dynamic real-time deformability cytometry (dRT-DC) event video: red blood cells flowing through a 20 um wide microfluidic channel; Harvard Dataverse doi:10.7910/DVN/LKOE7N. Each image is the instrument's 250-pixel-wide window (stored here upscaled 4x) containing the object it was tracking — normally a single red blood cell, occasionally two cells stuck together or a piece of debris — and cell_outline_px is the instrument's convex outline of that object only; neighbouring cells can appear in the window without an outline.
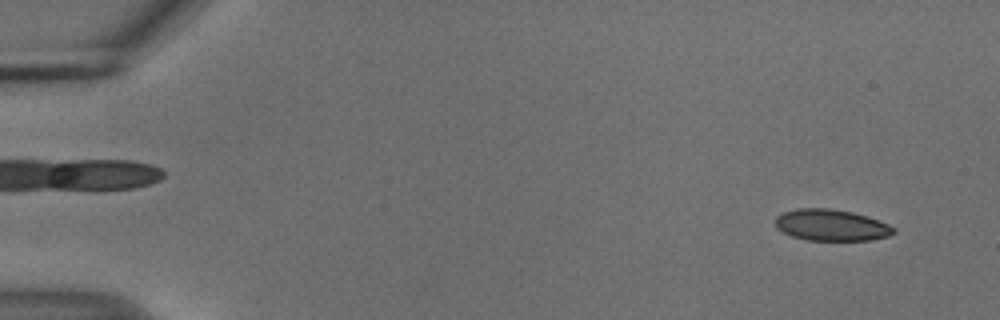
{"species": "common noctule bat (a hibernating species)", "species_latin": "Nyctalus noctula", "temperature_condition": "cold", "stored_images_in_passage": 53, "camera_frame_rate_fps": 3000, "um_per_image_px": 0.085, "animal": {"sex": "male", "body_mass_g": 18.8}, "frame": {"image": 1, "passage_image": 3, "time_ms": 0.667, "image_size_px": [1000, 320], "cell_outline_px": [[896, 232], [888, 236], [872, 240], [808, 240], [792, 236], [776, 228], [776, 216], [784, 212], [796, 208], [828, 208], [852, 212], [868, 216], [888, 224], [896, 228]], "centroid_in_image_um": [70.68, 19.13], "position_along_channel_um": 14.3, "area_um2": 21.68}}
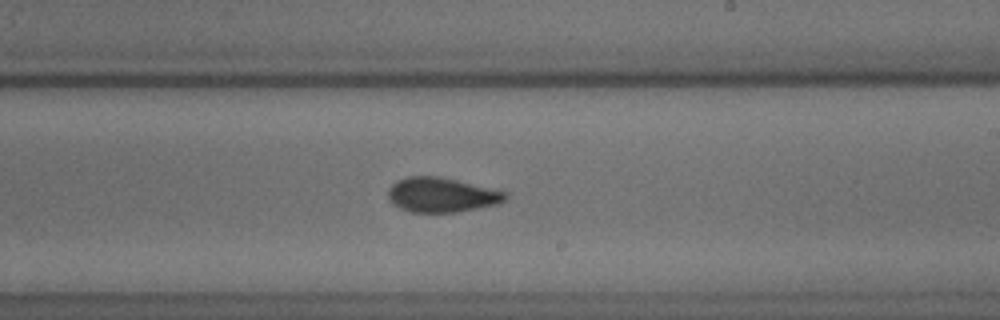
{"frame": {"image": 2, "passage_image": 32, "time_ms": 10.333, "image_size_px": [1000, 320], "cell_outline_px": [[508, 192], [504, 200], [500, 204], [456, 212], [412, 212], [400, 208], [392, 204], [388, 200], [388, 188], [392, 184], [408, 176], [440, 176]], "centroid_in_image_um": [37.53, 16.57], "position_along_channel_um": 251.5, "area_um2": 23.7}}
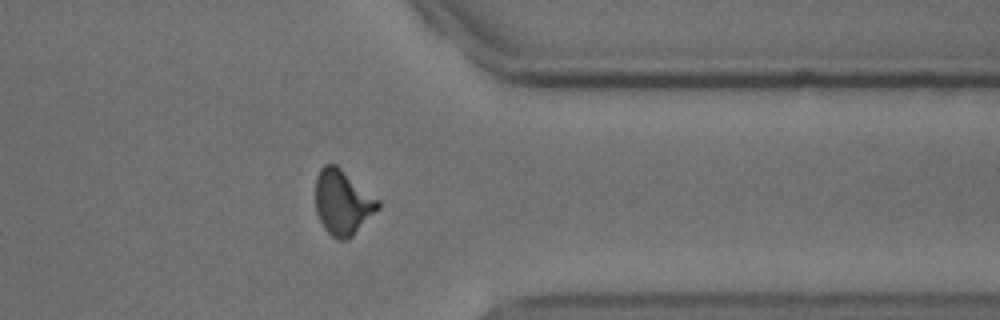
{"frame": {"image": 3, "passage_image": 43, "time_ms": 14.0, "image_size_px": [1000, 320], "cell_outline_px": [[380, 208], [348, 240], [336, 240], [324, 228], [316, 212], [316, 176], [320, 168], [324, 164], [336, 164], [380, 200]], "centroid_in_image_um": [29.13, 17.2], "position_along_channel_um": 382.3, "area_um2": 23.76}, "authors_computed_cell_mechanics": {"area_um2": 23.12, "velocity_mm_per_s": 3.7361, "shape_relaxation_time_tau1_ms": 6.3347, "shape_relaxation_time_tau2_ms": 1.8606, "deformation_change_tau1": 0.1348, "deformation_change_tau2": 0.0545}}